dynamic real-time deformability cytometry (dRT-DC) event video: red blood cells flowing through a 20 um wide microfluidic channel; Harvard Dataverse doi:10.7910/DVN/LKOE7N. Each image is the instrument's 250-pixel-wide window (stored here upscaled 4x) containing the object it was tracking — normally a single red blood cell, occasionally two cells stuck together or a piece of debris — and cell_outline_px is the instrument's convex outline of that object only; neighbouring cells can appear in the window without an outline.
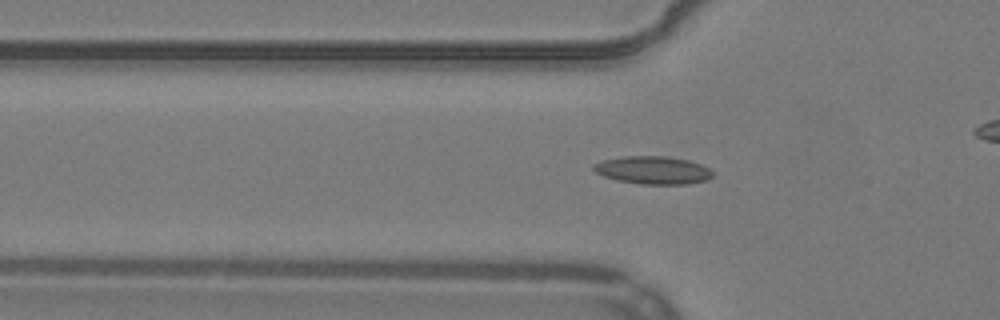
{"species": "common noctule bat (a hibernating species)", "species_latin": "Nyctalus noctula", "temperature_condition": "warm", "stored_images_in_passage": 43, "camera_frame_rate_fps": 3000, "um_per_image_px": 0.085, "animal": {"sex": "male", "body_mass_g": 19.2, "forearm_length_mm": 51.8}, "frame": {"image": 1, "passage_image": 17, "time_ms": 5.333, "image_size_px": [1000, 320], "cell_outline_px": [[712, 176], [708, 180], [688, 184], [640, 184], [616, 180], [604, 176], [596, 172], [592, 168], [592, 164], [604, 160], [624, 156], [668, 156], [688, 160], [700, 164], [708, 168], [712, 172]], "centroid_in_image_um": [55.5, 14.46], "position_along_channel_um": 70.3, "area_um2": 19.36}}
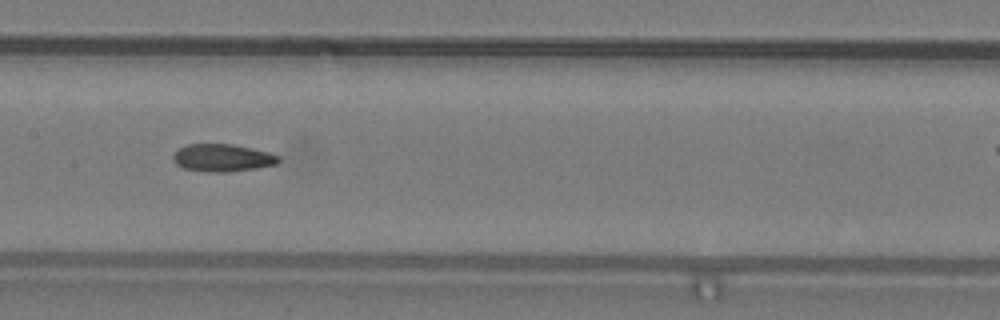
{"frame": {"image": 2, "passage_image": 26, "time_ms": 8.333, "image_size_px": [1000, 320], "cell_outline_px": [[280, 160], [276, 164], [256, 168], [224, 172], [208, 172], [184, 168], [176, 164], [172, 160], [172, 156], [180, 148], [188, 144], [232, 144], [252, 148], [268, 152], [280, 156]], "centroid_in_image_um": [18.91, 13.41], "position_along_channel_um": 188.5, "area_um2": 16.82}}
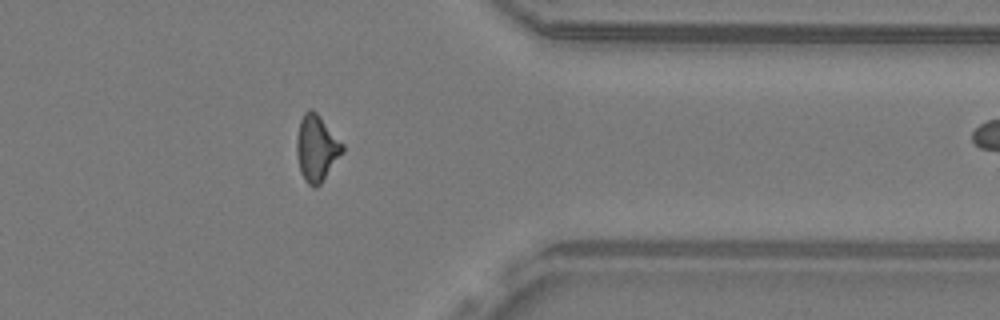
{"frame": {"image": 3, "passage_image": 42, "time_ms": 13.667, "image_size_px": [1000, 320], "cell_outline_px": [[344, 152], [320, 184], [316, 188], [312, 188], [304, 180], [300, 172], [296, 152], [296, 140], [300, 120], [304, 112], [308, 108], [312, 108], [320, 116], [344, 144]], "centroid_in_image_um": [26.91, 12.59], "position_along_channel_um": 384.5, "area_um2": 17.92}}